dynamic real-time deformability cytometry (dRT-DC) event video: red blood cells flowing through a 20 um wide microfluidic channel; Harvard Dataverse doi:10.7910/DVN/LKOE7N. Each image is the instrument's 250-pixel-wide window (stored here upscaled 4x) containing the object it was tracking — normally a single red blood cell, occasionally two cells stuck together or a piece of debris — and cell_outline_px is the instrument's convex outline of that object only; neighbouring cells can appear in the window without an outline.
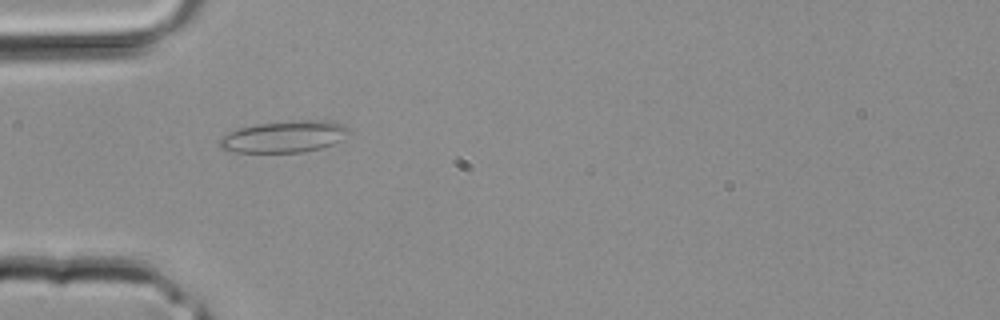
{"species": "common noctule bat (a hibernating species)", "species_latin": "Nyctalus noctula", "temperature_condition": "room temperature", "stored_images_in_passage": 2, "camera_frame_rate_fps": 3000, "um_per_image_px": 0.085, "animal": {"sex": "male", "body_mass_g": 20.4}, "frame": {"image": 1, "passage_image": 2, "time_ms": 0.333, "image_size_px": [1000, 320], "cell_outline_px": [[348, 132], [332, 144], [320, 148], [300, 152], [236, 152], [220, 148], [220, 140], [224, 136], [240, 128], [256, 124], [304, 120], [328, 120], [344, 124], [348, 128]], "centroid_in_image_um": [24.16, 11.61], "position_along_channel_um": 60.8, "area_um2": 23.24}}